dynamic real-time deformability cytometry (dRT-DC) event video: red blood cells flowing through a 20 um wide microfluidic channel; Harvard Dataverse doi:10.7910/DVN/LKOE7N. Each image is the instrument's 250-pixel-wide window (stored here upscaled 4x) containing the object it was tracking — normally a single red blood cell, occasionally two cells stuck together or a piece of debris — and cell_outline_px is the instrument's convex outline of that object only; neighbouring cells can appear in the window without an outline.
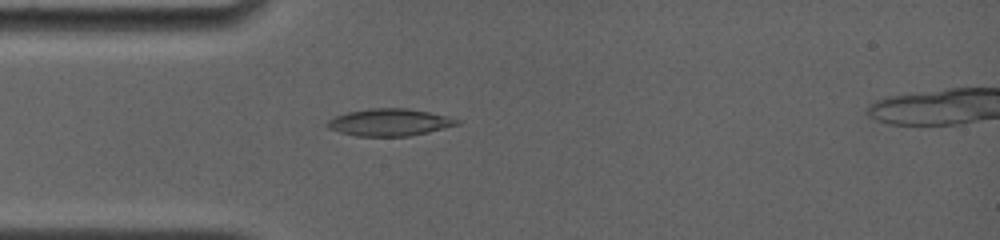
{"species": "common noctule bat (a hibernating species)", "species_latin": "Nyctalus noctula", "temperature_condition": "room temperature", "stored_images_in_passage": 45, "camera_frame_rate_fps": 4000, "um_per_image_px": 0.085, "animal": {"sex": "female", "body_mass_g": 19.0, "forearm_length_mm": 56.7}, "frame": {"image": 1, "passage_image": 12, "time_ms": 3.75, "image_size_px": [1000, 240], "cell_outline_px": [[460, 124], [428, 132], [408, 136], [356, 136], [340, 132], [328, 128], [324, 124], [328, 120], [336, 116], [348, 112], [372, 108], [408, 108], [428, 112], [460, 120]], "centroid_in_image_um": [33.08, 10.4], "position_along_channel_um": 51.9, "area_um2": 20.35}}
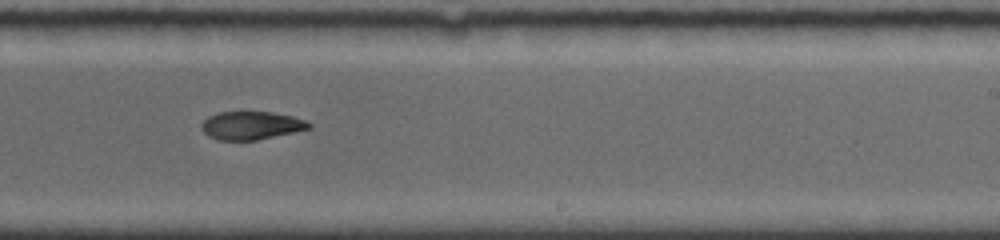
{"frame": {"image": 2, "passage_image": 31, "time_ms": 9.5, "image_size_px": [1000, 240], "cell_outline_px": [[312, 128], [256, 140], [220, 140], [208, 136], [200, 128], [200, 124], [208, 116], [220, 112], [272, 112], [292, 116], [308, 120], [312, 124]], "centroid_in_image_um": [21.37, 10.66], "position_along_channel_um": 267.6, "area_um2": 17.69}}
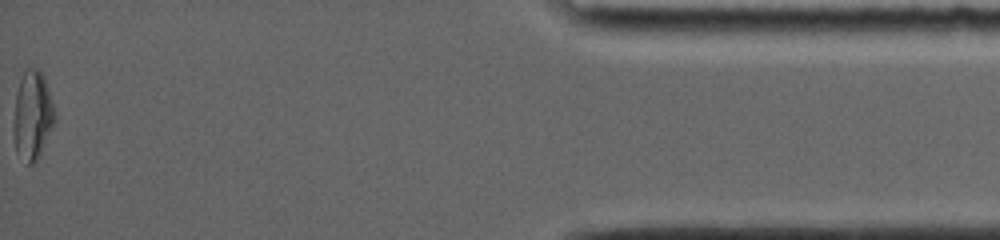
{"frame": {"image": 3, "passage_image": 45, "time_ms": 15.75, "image_size_px": [1000, 240], "cell_outline_px": [[56, 116], [40, 156], [36, 164], [28, 164], [16, 152], [12, 136], [12, 124], [16, 92], [20, 80], [24, 72], [28, 68], [36, 68], [44, 76], [56, 112]], "centroid_in_image_um": [2.74, 9.85], "position_along_channel_um": 432.5, "area_um2": 21.62}, "authors_computed_cell_mechanics": {"area_um2": 19.4208, "velocity_mm_per_s": 3.8342, "shape_relaxation_time_tau1_ms": null, "shape_relaxation_time_tau2_ms": 4.1565, "deformation_change_tau1": null, "deformation_change_tau2": 0.0781}}